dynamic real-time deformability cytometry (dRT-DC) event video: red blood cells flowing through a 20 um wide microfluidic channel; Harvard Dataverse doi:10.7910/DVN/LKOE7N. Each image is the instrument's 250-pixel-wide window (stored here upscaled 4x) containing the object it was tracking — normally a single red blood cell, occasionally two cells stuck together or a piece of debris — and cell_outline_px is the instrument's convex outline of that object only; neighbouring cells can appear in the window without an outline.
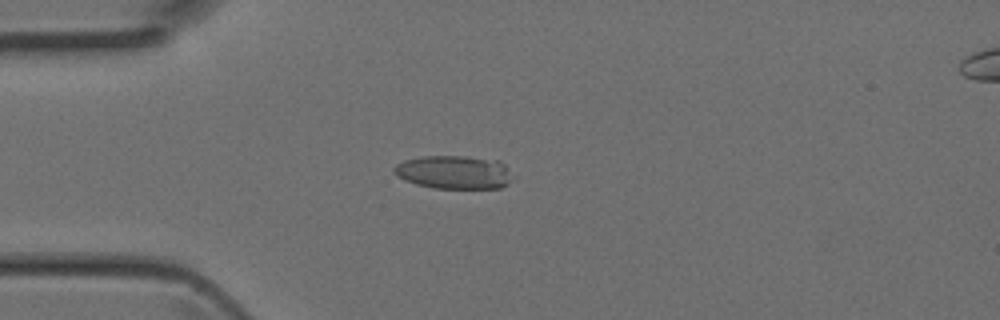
{"species": "Egyptian fruit bat (a non-hibernating species)", "species_latin": "Rousettus aegyptiacus", "temperature_condition": "room temperature", "stored_images_in_passage": 3, "camera_frame_rate_fps": 3000, "um_per_image_px": 0.085, "animal": {"sex": "female"}, "frame": {"image": 1, "passage_image": 2, "time_ms": 0.333, "image_size_px": [1000, 320], "cell_outline_px": [[508, 180], [500, 188], [432, 188], [416, 184], [404, 180], [392, 172], [392, 168], [396, 164], [404, 160], [424, 156], [464, 156], [500, 160], [504, 164]], "centroid_in_image_um": [38.47, 14.63], "position_along_channel_um": 46.5, "area_um2": 22.72}}